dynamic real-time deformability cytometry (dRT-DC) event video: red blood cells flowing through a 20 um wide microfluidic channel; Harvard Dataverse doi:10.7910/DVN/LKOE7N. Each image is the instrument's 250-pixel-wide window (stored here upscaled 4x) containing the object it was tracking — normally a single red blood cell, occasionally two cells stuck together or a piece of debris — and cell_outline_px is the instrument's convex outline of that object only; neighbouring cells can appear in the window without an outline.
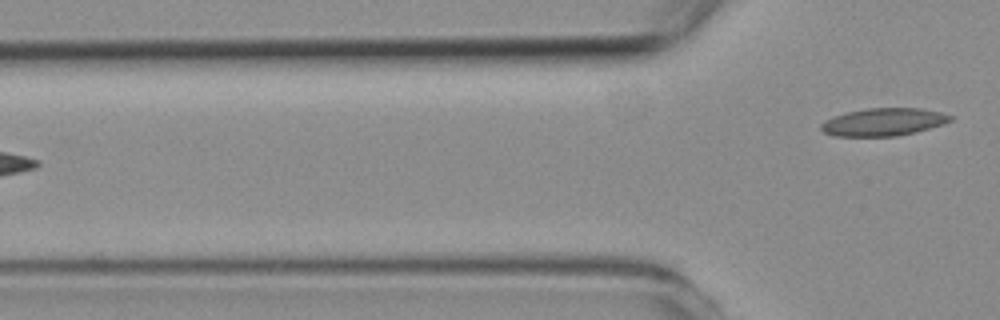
{"species": "common noctule bat (a hibernating species)", "species_latin": "Nyctalus noctula", "temperature_condition": "room temperature", "stored_images_in_passage": 6, "camera_frame_rate_fps": 3000, "um_per_image_px": 0.085, "animal": {"sex": "female", "body_mass_g": 19.3, "forearm_length_mm": 54.1}, "frame": {"image": 1, "passage_image": 6, "time_ms": 6.0, "image_size_px": [1000, 320], "cell_outline_px": [[952, 120], [944, 124], [916, 132], [896, 136], [836, 136], [824, 132], [820, 128], [820, 124], [824, 120], [832, 116], [848, 112], [868, 108], [920, 108], [940, 112], [952, 116]], "centroid_in_image_um": [75.09, 10.37], "position_along_channel_um": 50.7, "area_um2": 20.87}}